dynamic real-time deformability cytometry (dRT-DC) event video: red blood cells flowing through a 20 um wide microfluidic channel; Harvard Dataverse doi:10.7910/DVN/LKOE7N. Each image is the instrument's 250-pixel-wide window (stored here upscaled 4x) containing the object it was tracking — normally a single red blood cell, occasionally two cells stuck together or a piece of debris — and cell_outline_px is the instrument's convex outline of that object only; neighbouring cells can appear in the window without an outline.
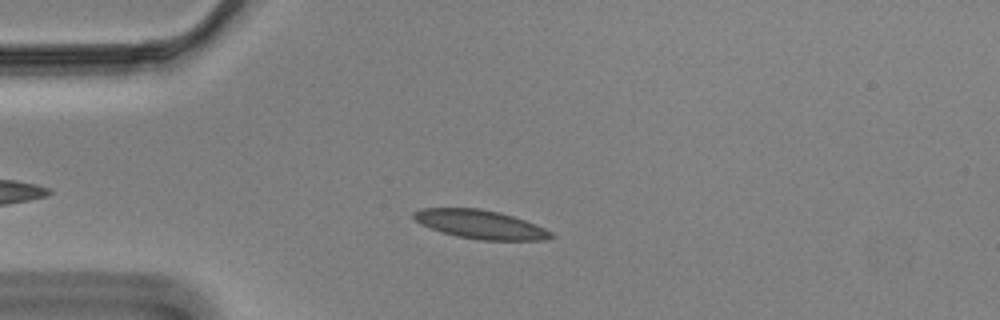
{"species": "Egyptian fruit bat (a non-hibernating species)", "species_latin": "Rousettus aegyptiacus", "temperature_condition": "cold", "stored_images_in_passage": 42, "camera_frame_rate_fps": 3000, "um_per_image_px": 0.085, "animal": {"sex": "male"}, "frame": {"image": 1, "passage_image": 12, "time_ms": 3.667, "image_size_px": [1000, 320], "cell_outline_px": [[556, 236], [548, 240], [480, 240], [456, 236], [420, 224], [412, 216], [412, 212], [420, 208], [480, 208], [500, 212], [524, 220], [544, 228], [552, 232]], "centroid_in_image_um": [40.84, 19.07], "position_along_channel_um": 44.2, "area_um2": 22.95}}
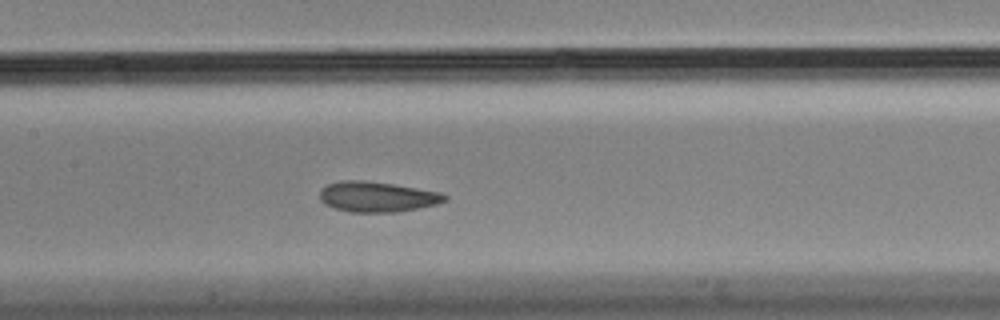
{"frame": {"image": 2, "passage_image": 25, "time_ms": 8.0, "image_size_px": [1000, 320], "cell_outline_px": [[448, 200], [436, 204], [396, 212], [352, 212], [336, 208], [324, 204], [320, 200], [320, 188], [328, 184], [340, 180], [360, 180], [392, 184], [440, 192], [448, 196]], "centroid_in_image_um": [32.03, 16.72], "position_along_channel_um": 175.4, "area_um2": 21.96}}
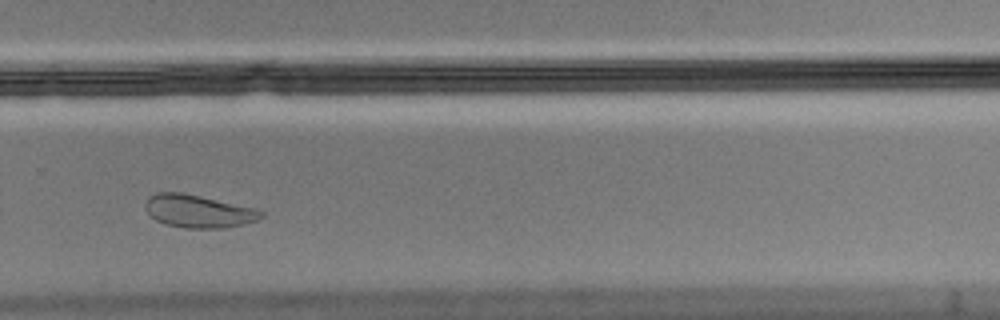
{"frame": {"image": 3, "passage_image": 37, "time_ms": 12.0, "image_size_px": [1000, 320], "cell_outline_px": [[264, 216], [256, 220], [244, 224], [224, 228], [188, 228], [164, 224], [156, 220], [148, 212], [144, 204], [148, 196], [156, 192], [180, 192], [200, 196], [256, 208], [264, 212]], "centroid_in_image_um": [16.86, 17.95], "position_along_channel_um": 312.9, "area_um2": 22.14}, "authors_computed_cell_mechanics": {"area_um2": 22.253, "velocity_mm_per_s": 3.4479, "shape_relaxation_time_tau1_ms": 6.4021, "shape_relaxation_time_tau2_ms": 2.7038, "deformation_change_tau1": 0.1235, "deformation_change_tau2": 0.0619}}